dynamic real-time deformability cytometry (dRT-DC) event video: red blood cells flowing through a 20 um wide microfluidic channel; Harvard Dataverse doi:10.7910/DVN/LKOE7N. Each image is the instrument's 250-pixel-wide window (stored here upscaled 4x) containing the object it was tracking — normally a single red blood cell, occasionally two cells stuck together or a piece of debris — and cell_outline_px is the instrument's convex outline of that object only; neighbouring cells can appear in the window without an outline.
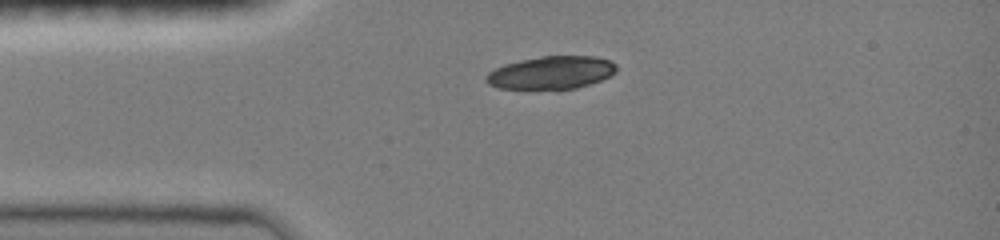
{"species": "common noctule bat (a hibernating species)", "species_latin": "Nyctalus noctula", "temperature_condition": "room temperature", "stored_images_in_passage": 2, "camera_frame_rate_fps": 3000, "um_per_image_px": 0.085, "animal": {"sex": "female", "body_mass_g": 19.0, "forearm_length_mm": 51.5}, "frame": {"image": 1, "passage_image": 1, "time_ms": 0.0, "image_size_px": [1000, 240], "cell_outline_px": [[616, 72], [600, 80], [576, 88], [500, 88], [488, 84], [484, 80], [484, 76], [488, 72], [504, 64], [520, 60], [540, 56], [596, 56], [608, 60], [616, 64]], "centroid_in_image_um": [46.83, 6.15], "position_along_channel_um": 38.2, "area_um2": 24.68}}